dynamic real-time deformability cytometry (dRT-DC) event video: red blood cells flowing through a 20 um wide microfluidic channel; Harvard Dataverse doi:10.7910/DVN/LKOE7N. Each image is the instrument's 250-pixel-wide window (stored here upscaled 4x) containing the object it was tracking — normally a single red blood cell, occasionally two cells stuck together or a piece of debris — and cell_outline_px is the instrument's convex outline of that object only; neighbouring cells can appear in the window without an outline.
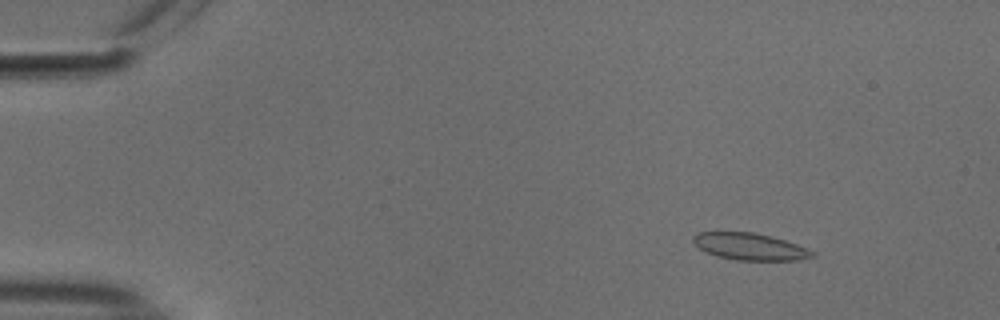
{"species": "common noctule bat (a hibernating species)", "species_latin": "Nyctalus noctula", "temperature_condition": "cold", "stored_images_in_passage": 54, "camera_frame_rate_fps": 3000, "um_per_image_px": 0.085, "animal": {"sex": "male", "body_mass_g": 18.8}, "frame": {"image": 1, "passage_image": 7, "time_ms": 2.0, "image_size_px": [1000, 320], "cell_outline_px": [[816, 256], [800, 260], [736, 260], [716, 256], [704, 252], [692, 240], [692, 236], [696, 232], [752, 232], [772, 236], [808, 248], [816, 252]], "centroid_in_image_um": [63.75, 20.96], "position_along_channel_um": 21.2, "area_um2": 18.84}}
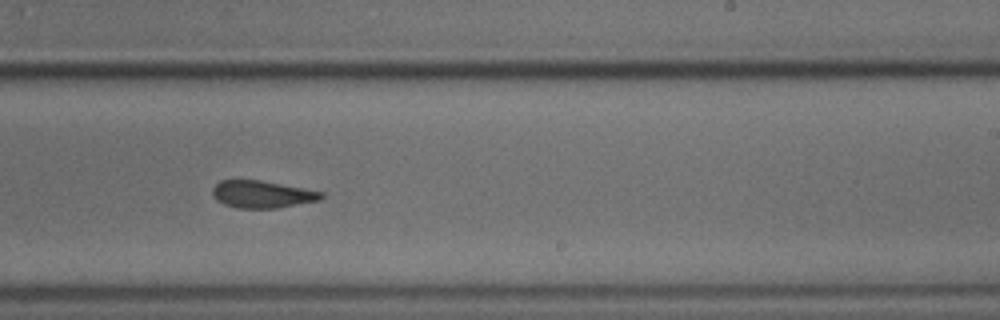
{"frame": {"image": 2, "passage_image": 34, "time_ms": 11.0, "image_size_px": [1000, 320], "cell_outline_px": [[324, 196], [320, 200], [276, 208], [236, 208], [224, 204], [216, 200], [212, 196], [212, 188], [220, 180], [260, 180], [324, 192]], "centroid_in_image_um": [22.25, 16.51], "position_along_channel_um": 266.7, "area_um2": 17.28}}
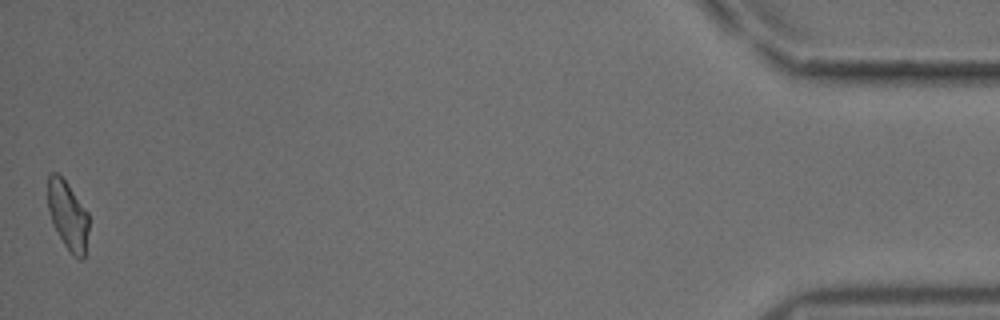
{"frame": {"image": 3, "passage_image": 54, "time_ms": 17.667, "image_size_px": [1000, 320], "cell_outline_px": [[88, 232], [84, 260], [80, 260], [72, 256], [64, 244], [52, 220], [48, 208], [48, 176], [52, 172], [56, 172], [68, 184], [88, 212]], "centroid_in_image_um": [5.79, 18.34], "position_along_channel_um": 429.4, "area_um2": 16.24}, "authors_computed_cell_mechanics": {"area_um2": 18.0336, "velocity_mm_per_s": 3.7511, "shape_relaxation_time_tau1_ms": 9.8692, "shape_relaxation_time_tau2_ms": 3.116, "deformation_change_tau1": 0.1599, "deformation_change_tau2": 0.0934}}